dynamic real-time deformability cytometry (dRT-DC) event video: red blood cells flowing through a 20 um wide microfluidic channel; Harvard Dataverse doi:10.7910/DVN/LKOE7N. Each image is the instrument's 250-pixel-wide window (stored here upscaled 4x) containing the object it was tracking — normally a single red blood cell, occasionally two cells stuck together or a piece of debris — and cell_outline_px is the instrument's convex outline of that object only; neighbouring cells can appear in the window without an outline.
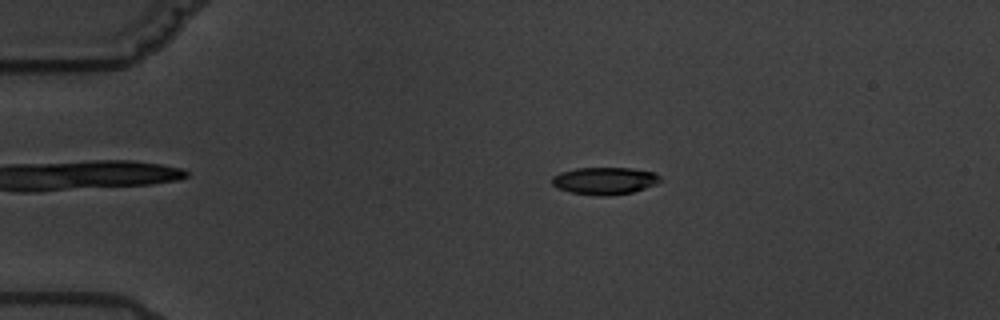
{"species": "common noctule bat (a hibernating species)", "species_latin": "Nyctalus noctula", "temperature_condition": "warm", "stored_images_in_passage": 6, "camera_frame_rate_fps": 3000, "um_per_image_px": 0.085, "animal": {"sex": "male", "body_mass_g": 19.5, "forearm_length_mm": 54.6}, "frame": {"image": 1, "passage_image": 3, "time_ms": 2.333, "image_size_px": [1000, 320], "cell_outline_px": [[664, 180], [656, 184], [632, 192], [608, 196], [600, 196], [568, 192], [556, 188], [552, 184], [552, 176], [560, 172], [576, 168], [632, 168], [656, 172]], "centroid_in_image_um": [51.4, 15.36], "position_along_channel_um": 33.6, "area_um2": 17.46}}